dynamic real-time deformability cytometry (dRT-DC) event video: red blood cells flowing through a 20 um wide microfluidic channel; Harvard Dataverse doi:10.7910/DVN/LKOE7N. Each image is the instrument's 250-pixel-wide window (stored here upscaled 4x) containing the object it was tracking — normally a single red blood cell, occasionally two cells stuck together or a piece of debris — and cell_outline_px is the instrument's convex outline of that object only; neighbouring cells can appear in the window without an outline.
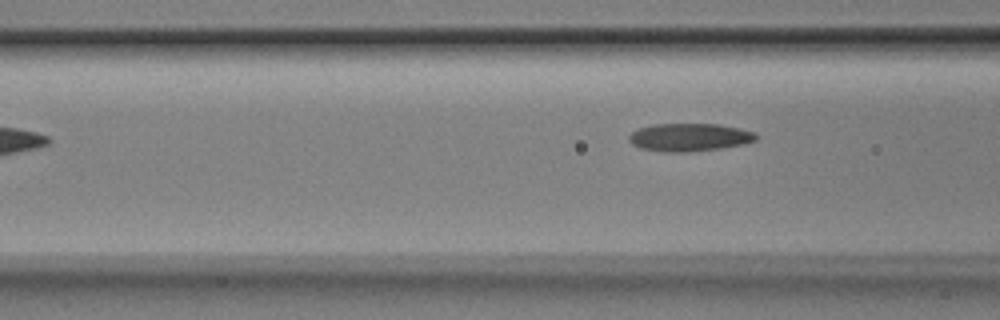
{"species": "Egyptian fruit bat (a non-hibernating species)", "species_latin": "Rousettus aegyptiacus", "temperature_condition": "room temperature", "stored_images_in_passage": 5, "camera_frame_rate_fps": 3000, "um_per_image_px": 0.085, "animal": {"sex": "male"}, "frame": {"image": 1, "passage_image": 5, "time_ms": 1.333, "image_size_px": [1000, 320], "cell_outline_px": [[756, 140], [744, 144], [720, 148], [688, 152], [664, 152], [640, 148], [632, 144], [628, 140], [628, 136], [632, 132], [640, 128], [652, 124], [720, 124], [740, 128], [756, 132]], "centroid_in_image_um": [58.6, 11.66], "position_along_channel_um": 108.0, "area_um2": 20.75}}